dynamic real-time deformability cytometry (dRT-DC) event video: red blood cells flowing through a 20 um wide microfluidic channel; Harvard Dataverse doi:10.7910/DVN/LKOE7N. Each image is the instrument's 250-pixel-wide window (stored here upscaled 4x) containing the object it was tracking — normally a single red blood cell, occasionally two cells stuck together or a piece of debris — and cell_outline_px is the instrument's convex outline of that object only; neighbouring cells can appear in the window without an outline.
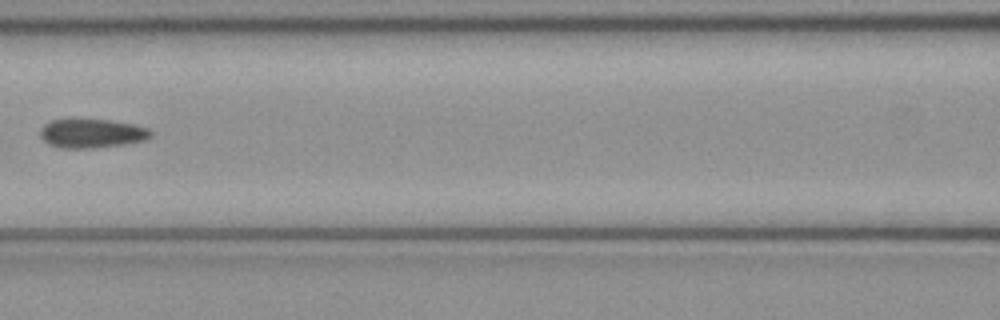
{"species": "common noctule bat (a hibernating species)", "species_latin": "Nyctalus noctula", "temperature_condition": "cold", "stored_images_in_passage": 7, "segment_of_instrument_passage": [1, 2], "camera_frame_rate_fps": 3000, "um_per_image_px": 0.085, "animal": {"sex": "female", "body_mass_g": 21.9}, "frame": {"image": 1, "passage_image": 6, "time_ms": 1.667, "image_size_px": [1000, 320], "cell_outline_px": [[152, 136], [144, 140], [124, 144], [92, 148], [60, 148], [48, 144], [40, 136], [40, 128], [44, 124], [52, 120], [72, 116], [108, 120], [136, 124], [148, 128], [152, 132]], "centroid_in_image_um": [7.76, 11.29], "position_along_channel_um": 158.8, "area_um2": 19.42}}